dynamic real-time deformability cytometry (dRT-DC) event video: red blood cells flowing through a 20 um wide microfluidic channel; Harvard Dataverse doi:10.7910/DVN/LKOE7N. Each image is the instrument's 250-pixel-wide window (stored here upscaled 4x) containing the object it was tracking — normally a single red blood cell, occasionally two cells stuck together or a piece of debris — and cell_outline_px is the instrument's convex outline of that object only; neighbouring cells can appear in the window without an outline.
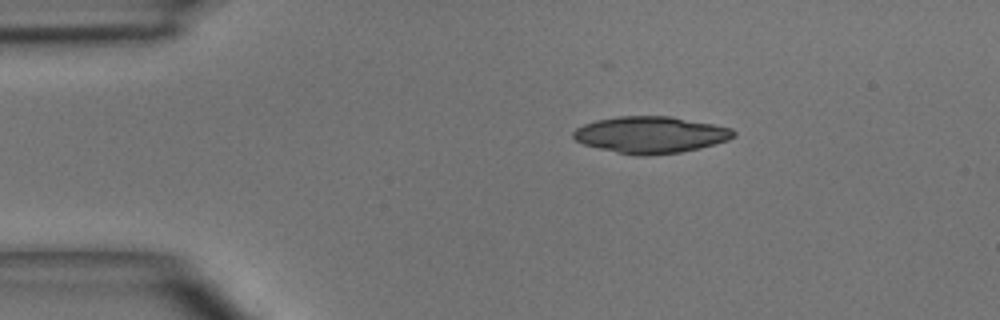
{"species": "common noctule bat (a hibernating species)", "species_latin": "Nyctalus noctula", "temperature_condition": "room temperature", "stored_images_in_passage": 2, "camera_frame_rate_fps": 3000, "um_per_image_px": 0.085, "animal": {"sex": "male", "body_mass_g": 15.6}, "frame": {"image": 1, "passage_image": 1, "time_ms": 0.0, "image_size_px": [1000, 320], "cell_outline_px": [[736, 136], [728, 140], [700, 148], [680, 152], [648, 156], [636, 156], [616, 152], [584, 144], [576, 140], [572, 136], [572, 132], [576, 128], [584, 124], [596, 120], [616, 116], [672, 116], [732, 128], [736, 132]], "centroid_in_image_um": [55.31, 11.45], "position_along_channel_um": 29.7, "area_um2": 34.33}}